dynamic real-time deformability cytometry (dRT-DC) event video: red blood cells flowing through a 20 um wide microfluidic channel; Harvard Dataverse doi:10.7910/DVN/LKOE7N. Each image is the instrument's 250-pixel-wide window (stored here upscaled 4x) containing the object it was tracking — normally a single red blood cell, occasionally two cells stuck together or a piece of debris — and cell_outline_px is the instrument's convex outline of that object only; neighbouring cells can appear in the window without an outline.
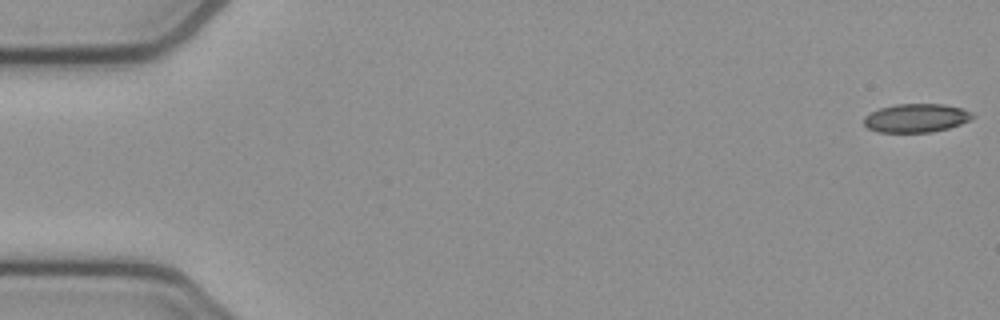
{"species": "common noctule bat (a hibernating species)", "species_latin": "Nyctalus noctula", "temperature_condition": "cold", "stored_images_in_passage": 10, "camera_frame_rate_fps": 3000, "um_per_image_px": 0.085, "animal": {"sex": "female", "body_mass_g": 21.9}, "frame": {"image": 1, "passage_image": 1, "time_ms": 0.0, "image_size_px": [1000, 320], "cell_outline_px": [[976, 116], [960, 124], [948, 128], [928, 132], [876, 132], [868, 128], [864, 124], [864, 116], [880, 108], [896, 104], [944, 104], [960, 108], [972, 112]], "centroid_in_image_um": [77.86, 10.03], "position_along_channel_um": 7.1, "area_um2": 17.98}}